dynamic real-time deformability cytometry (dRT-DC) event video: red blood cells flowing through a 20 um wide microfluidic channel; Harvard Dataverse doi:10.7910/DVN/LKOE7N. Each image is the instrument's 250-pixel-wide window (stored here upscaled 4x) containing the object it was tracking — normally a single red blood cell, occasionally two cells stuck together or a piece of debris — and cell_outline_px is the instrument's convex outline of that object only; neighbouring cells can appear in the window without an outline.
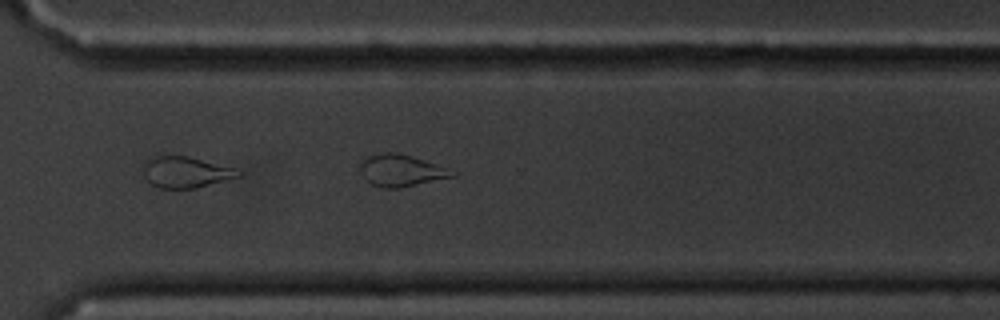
{"species": "common noctule bat (a hibernating species)", "species_latin": "Nyctalus noctula", "temperature_condition": "cold", "stored_images_in_passage": 15, "camera_frame_rate_fps": 3000, "um_per_image_px": 0.085, "animal": {"sex": "male", "body_mass_g": 20.1, "forearm_length_mm": 53.5}, "frame": {"image": 1, "passage_image": 11, "time_ms": 12.667, "image_size_px": [1000, 320], "cell_outline_px": [[240, 176], [196, 188], [160, 188], [152, 184], [144, 176], [140, 168], [140, 164], [144, 160], [152, 156], [188, 156], [232, 168], [240, 172]], "centroid_in_image_um": [15.67, 14.62], "position_along_channel_um": 354.9, "area_um2": 17.17}, "authors_computed_cell_mechanics": {"area_um2": 17.1666, "velocity_mm_per_s": 3.4443, "shape_relaxation_time_tau1_ms": 4.4769, "shape_relaxation_time_tau2_ms": 1.7768, "deformation_change_tau1": 0.1216, "deformation_change_tau2": 0.0785}}